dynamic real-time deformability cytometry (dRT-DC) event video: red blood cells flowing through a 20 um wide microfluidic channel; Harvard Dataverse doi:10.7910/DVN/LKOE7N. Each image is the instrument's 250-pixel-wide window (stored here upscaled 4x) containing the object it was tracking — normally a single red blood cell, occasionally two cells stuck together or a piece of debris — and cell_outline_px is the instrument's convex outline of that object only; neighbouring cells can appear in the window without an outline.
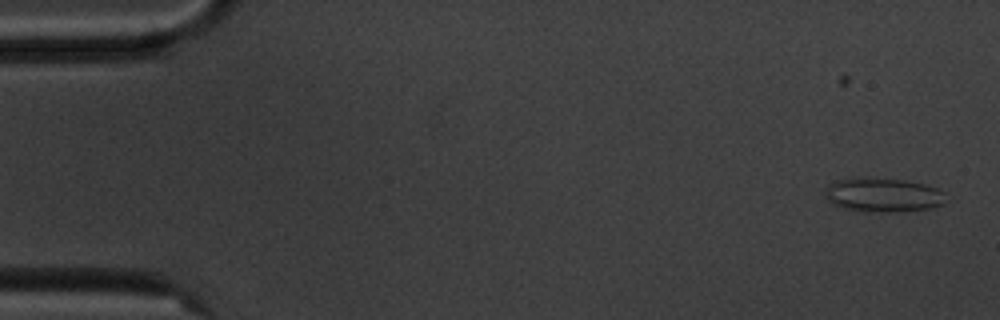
{"species": "common noctule bat (a hibernating species)", "species_latin": "Nyctalus noctula", "temperature_condition": "cold", "stored_images_in_passage": 44, "camera_frame_rate_fps": 3000, "um_per_image_px": 0.085, "animal": {"sex": "male", "body_mass_g": 20.1, "forearm_length_mm": 53.5}, "frame": {"image": 1, "passage_image": 1, "time_ms": 0.0, "image_size_px": [1000, 320], "cell_outline_px": [[944, 204], [932, 208], [896, 212], [864, 212], [844, 208], [832, 204], [824, 196], [824, 188], [828, 184], [836, 180], [848, 176], [904, 180], [924, 184], [940, 188], [944, 192]], "centroid_in_image_um": [75.0, 16.56], "position_along_channel_um": 10.0, "area_um2": 24.62}}
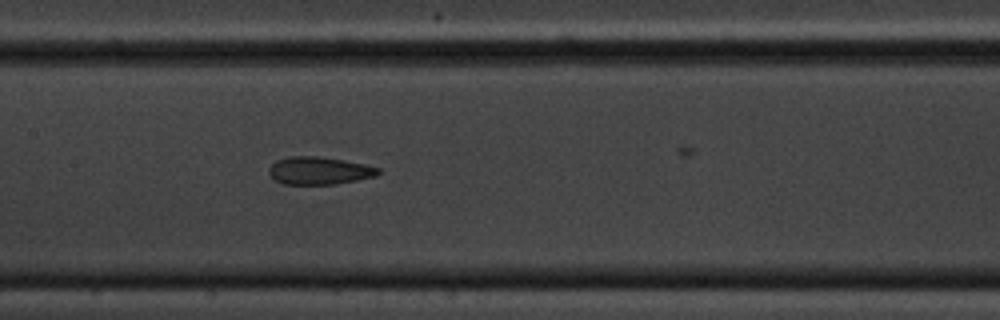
{"frame": {"image": 2, "passage_image": 26, "time_ms": 8.333, "image_size_px": [1000, 320], "cell_outline_px": [[380, 172], [376, 176], [356, 180], [332, 184], [284, 184], [276, 180], [268, 172], [268, 168], [276, 160], [292, 156], [316, 156], [344, 160], [364, 164], [380, 168]], "centroid_in_image_um": [27.13, 14.5], "position_along_channel_um": 180.3, "area_um2": 17.46}}
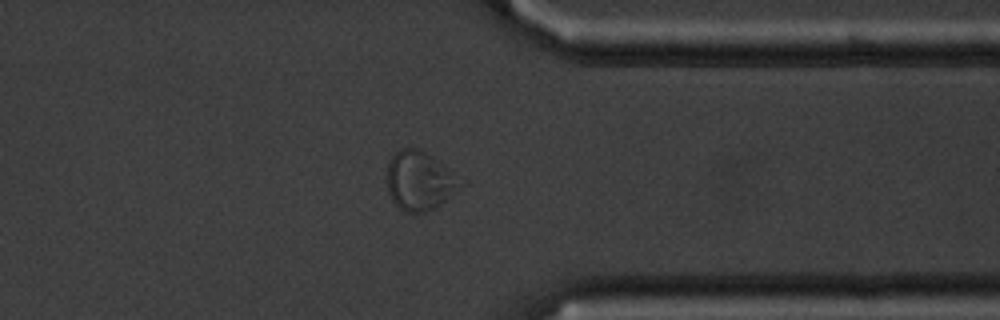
{"frame": {"image": 3, "passage_image": 43, "time_ms": 14.0, "image_size_px": [1000, 320], "cell_outline_px": [[468, 184], [432, 208], [424, 212], [408, 212], [400, 208], [392, 200], [388, 192], [388, 164], [392, 156], [400, 148], [416, 148], [432, 156], [468, 180]], "centroid_in_image_um": [35.76, 15.34], "position_along_channel_um": 375.6, "area_um2": 25.43}}